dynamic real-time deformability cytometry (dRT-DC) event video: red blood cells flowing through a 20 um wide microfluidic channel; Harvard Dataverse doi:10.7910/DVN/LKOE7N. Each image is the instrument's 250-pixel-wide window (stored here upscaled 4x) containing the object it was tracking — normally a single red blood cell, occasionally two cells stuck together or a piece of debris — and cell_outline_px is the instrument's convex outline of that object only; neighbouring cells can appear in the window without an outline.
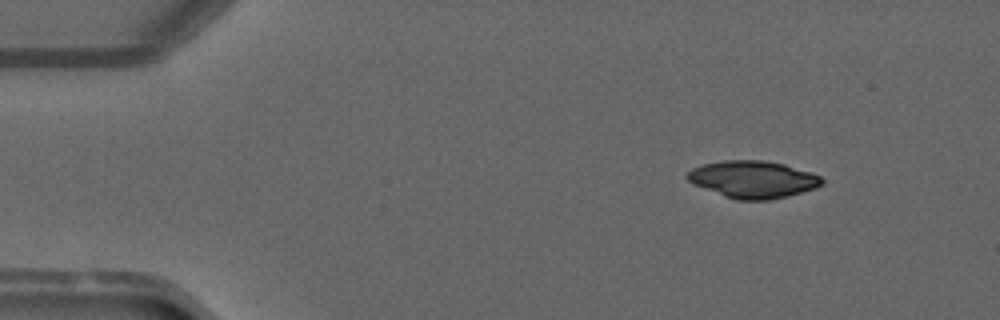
{"species": "common noctule bat (a hibernating species)", "species_latin": "Nyctalus noctula", "temperature_condition": "warm", "stored_images_in_passage": 44, "camera_frame_rate_fps": 3000, "um_per_image_px": 0.085, "animal": {"sex": "male", "forearm_length_mm": 52.5}, "frame": {"image": 1, "passage_image": 1, "time_ms": 0.0, "image_size_px": [1000, 320], "cell_outline_px": [[824, 184], [816, 188], [788, 196], [768, 200], [736, 200], [724, 196], [692, 184], [684, 176], [692, 168], [704, 164], [724, 160], [764, 160], [784, 164], [820, 176], [824, 180]], "centroid_in_image_um": [63.98, 15.25], "position_along_channel_um": 21.0, "area_um2": 29.19}}